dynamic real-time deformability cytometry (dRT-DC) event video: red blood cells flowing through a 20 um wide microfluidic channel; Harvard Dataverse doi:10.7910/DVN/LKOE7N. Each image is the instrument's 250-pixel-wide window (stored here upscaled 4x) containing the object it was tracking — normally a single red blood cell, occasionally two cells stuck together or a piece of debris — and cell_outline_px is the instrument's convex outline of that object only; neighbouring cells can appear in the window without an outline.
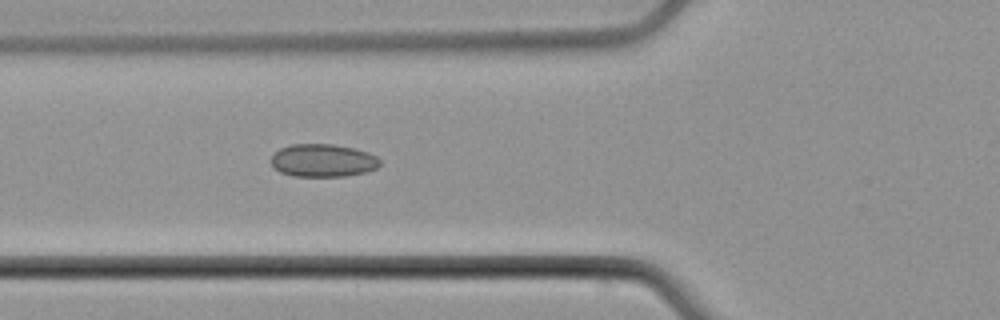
{"species": "common noctule bat (a hibernating species)", "species_latin": "Nyctalus noctula", "temperature_condition": "cold", "stored_images_in_passage": 2, "camera_frame_rate_fps": 3000, "um_per_image_px": 0.085, "animal": {"sex": "male", "body_mass_g": 21.5, "forearm_length_mm": 52.0}, "frame": {"image": 1, "passage_image": 2, "time_ms": 1.0, "image_size_px": [1000, 320], "cell_outline_px": [[380, 164], [376, 168], [364, 172], [344, 176], [292, 176], [280, 172], [272, 168], [272, 156], [280, 148], [292, 144], [332, 144], [356, 148], [368, 152], [376, 156], [380, 160]], "centroid_in_image_um": [27.44, 13.63], "position_along_channel_um": 98.4, "area_um2": 20.87}}